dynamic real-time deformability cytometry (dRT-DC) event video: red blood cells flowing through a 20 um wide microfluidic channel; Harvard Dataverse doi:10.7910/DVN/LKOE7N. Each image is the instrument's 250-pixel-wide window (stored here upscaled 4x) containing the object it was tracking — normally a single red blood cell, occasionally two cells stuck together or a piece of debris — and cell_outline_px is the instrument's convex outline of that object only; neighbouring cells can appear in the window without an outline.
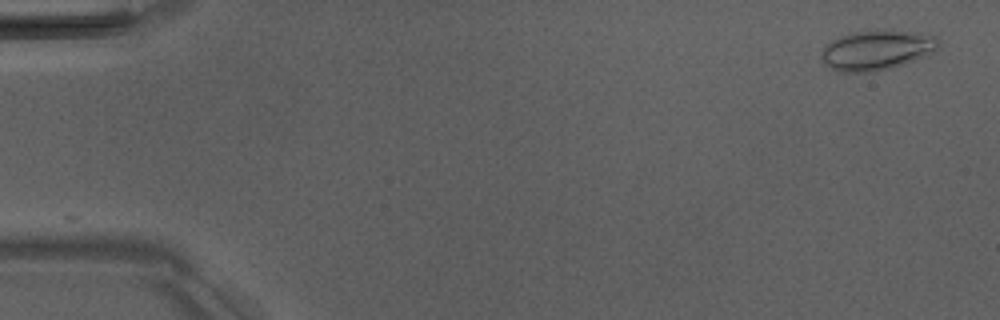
{"species": "Egyptian fruit bat (a non-hibernating species)", "species_latin": "Rousettus aegyptiacus", "temperature_condition": "room temperature", "stored_images_in_passage": 2, "camera_frame_rate_fps": 3000, "um_per_image_px": 0.085, "animal": {"sex": "male"}, "frame": {"image": 1, "passage_image": 2, "time_ms": 1.333, "image_size_px": [1000, 320], "cell_outline_px": [[940, 44], [936, 52], [904, 64], [872, 72], [840, 72], [824, 64], [820, 60], [820, 56], [824, 44], [840, 36], [852, 32], [876, 28], [892, 28], [916, 32], [936, 36], [940, 40]], "centroid_in_image_um": [74.54, 4.21], "position_along_channel_um": 10.5, "area_um2": 28.15}}